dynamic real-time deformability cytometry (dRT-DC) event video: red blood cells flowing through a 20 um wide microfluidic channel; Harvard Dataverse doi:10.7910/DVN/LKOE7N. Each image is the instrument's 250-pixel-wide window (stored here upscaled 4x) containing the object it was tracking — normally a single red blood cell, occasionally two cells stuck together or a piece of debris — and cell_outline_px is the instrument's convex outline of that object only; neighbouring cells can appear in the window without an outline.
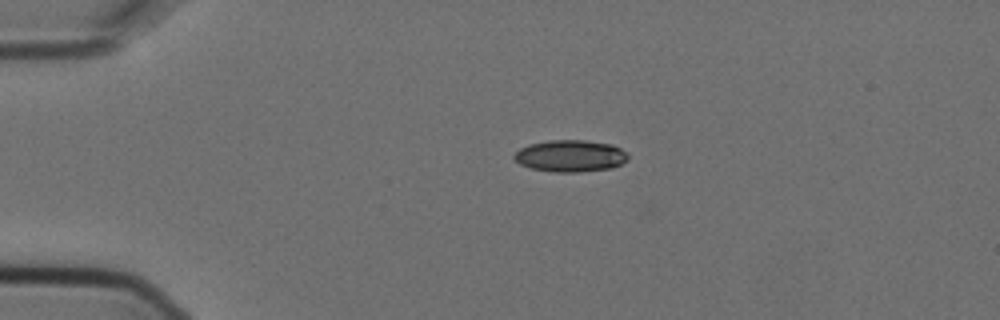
{"species": "Egyptian fruit bat (a non-hibernating species)", "species_latin": "Rousettus aegyptiacus", "temperature_condition": "cold", "stored_images_in_passage": 2, "camera_frame_rate_fps": 3000, "um_per_image_px": 0.085, "animal": {"sex": "female"}, "frame": {"image": 1, "passage_image": 1, "time_ms": 0.0, "image_size_px": [1000, 320], "cell_outline_px": [[628, 160], [612, 168], [576, 172], [552, 172], [532, 168], [520, 164], [512, 156], [520, 148], [528, 144], [552, 140], [584, 140], [612, 144], [620, 148], [628, 156]], "centroid_in_image_um": [48.47, 13.25], "position_along_channel_um": 36.5, "area_um2": 21.04}}